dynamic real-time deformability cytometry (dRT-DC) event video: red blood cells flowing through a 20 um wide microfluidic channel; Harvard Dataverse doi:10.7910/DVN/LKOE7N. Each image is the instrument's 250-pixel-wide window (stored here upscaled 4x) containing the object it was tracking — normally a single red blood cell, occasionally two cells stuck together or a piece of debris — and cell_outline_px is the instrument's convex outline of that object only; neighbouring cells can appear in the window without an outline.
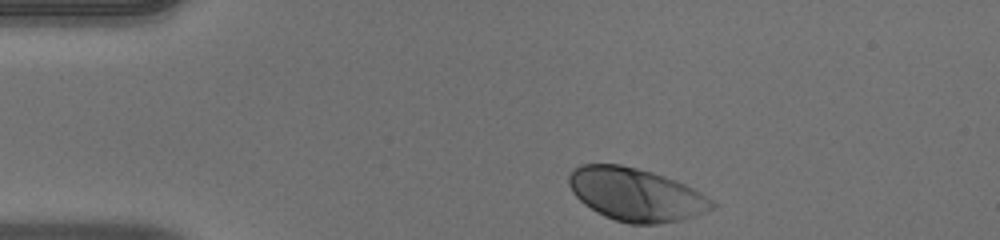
{"species": "human", "species_latin": "Homo sapiens", "temperature_condition": "warm", "stored_images_in_passage": 34, "camera_frame_rate_fps": 3000, "um_per_image_px": 0.085, "donor": {"sex": "male"}, "frame": {"image": 1, "passage_image": 1, "time_ms": 0.0, "image_size_px": [1000, 240], "cell_outline_px": [[720, 204], [716, 208], [696, 216], [680, 220], [656, 224], [628, 224], [604, 216], [596, 212], [584, 204], [572, 192], [568, 184], [568, 176], [580, 164], [620, 164], [652, 172], [676, 180], [700, 192]], "centroid_in_image_um": [54.08, 16.54], "position_along_channel_um": 30.9, "area_um2": 44.39}}
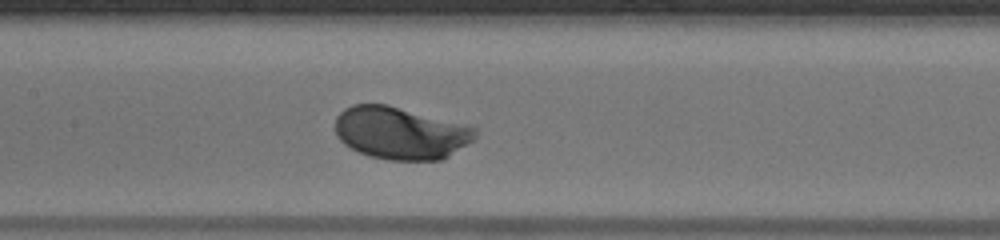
{"frame": {"image": 2, "passage_image": 16, "time_ms": 5.0, "image_size_px": [1000, 240], "cell_outline_px": [[476, 136], [472, 140], [448, 156], [440, 160], [388, 160], [368, 156], [344, 144], [336, 136], [336, 116], [344, 108], [352, 104], [388, 104], [464, 124], [476, 128]], "centroid_in_image_um": [34.01, 11.3], "position_along_channel_um": 173.4, "area_um2": 42.66}}
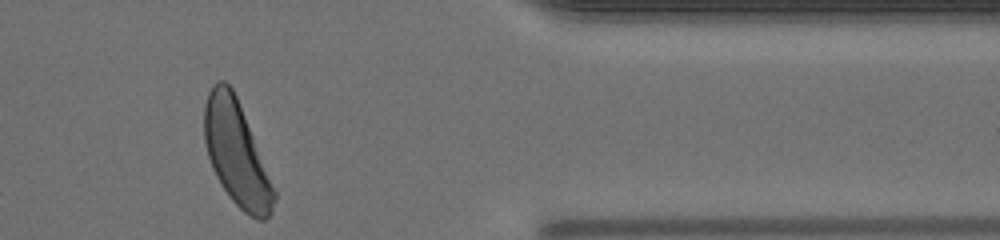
{"frame": {"image": 3, "passage_image": 34, "time_ms": 11.0, "image_size_px": [1000, 240], "cell_outline_px": [[276, 200], [272, 212], [264, 220], [256, 220], [244, 212], [232, 200], [216, 176], [212, 168], [208, 156], [204, 140], [204, 104], [208, 92], [212, 84], [216, 80], [224, 80], [232, 88], [236, 96], [276, 192]], "centroid_in_image_um": [20.08, 13.03], "position_along_channel_um": 391.3, "area_um2": 41.91}, "authors_computed_cell_mechanics": {"area_um2": 42.3963, "velocity_mm_per_s": 3.9878, "shape_relaxation_time_tau1_ms": 1.22, "shape_relaxation_time_tau2_ms": 9.1056, "deformation_change_tau1": 0.1342, "deformation_change_tau2": 0.2153}}